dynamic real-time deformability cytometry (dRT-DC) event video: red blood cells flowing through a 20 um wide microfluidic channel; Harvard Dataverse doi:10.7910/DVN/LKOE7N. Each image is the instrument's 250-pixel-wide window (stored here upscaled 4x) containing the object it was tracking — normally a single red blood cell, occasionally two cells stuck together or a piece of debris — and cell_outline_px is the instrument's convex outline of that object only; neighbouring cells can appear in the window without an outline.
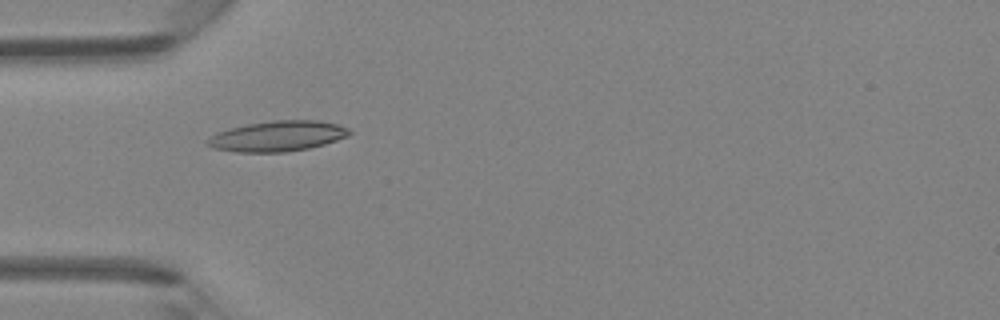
{"species": "Egyptian fruit bat (a non-hibernating species)", "species_latin": "Rousettus aegyptiacus", "temperature_condition": "room temperature", "stored_images_in_passage": 5, "camera_frame_rate_fps": 3000, "um_per_image_px": 0.085, "animal": {"sex": "female"}, "frame": {"image": 1, "passage_image": 4, "time_ms": 1.0, "image_size_px": [1000, 320], "cell_outline_px": [[352, 132], [348, 136], [324, 144], [308, 148], [284, 152], [236, 152], [212, 148], [208, 144], [208, 140], [212, 136], [220, 132], [232, 128], [248, 124], [272, 120], [316, 120], [336, 124], [348, 128]], "centroid_in_image_um": [23.63, 11.57], "position_along_channel_um": 61.4, "area_um2": 24.8}}
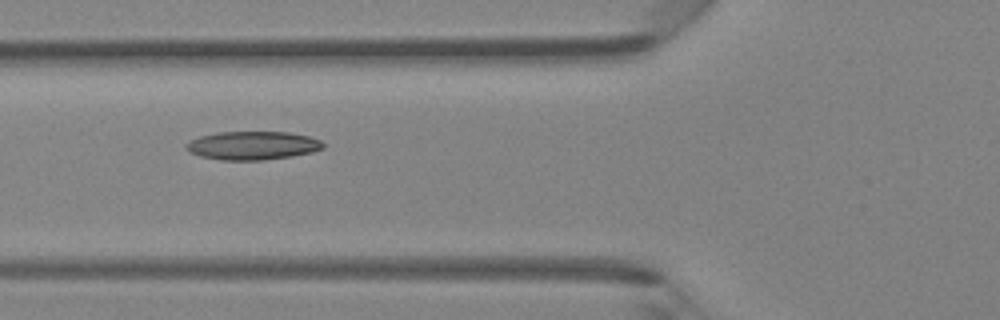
{"frame": {"image": 2, "passage_image": 5, "time_ms": 1.333, "image_size_px": [1000, 320], "cell_outline_px": [[324, 148], [312, 152], [292, 156], [260, 160], [220, 160], [200, 156], [188, 152], [184, 148], [184, 144], [188, 140], [200, 136], [220, 132], [288, 132], [308, 136], [320, 140], [324, 144]], "centroid_in_image_um": [21.42, 12.37], "position_along_channel_um": 104.4, "area_um2": 22.83}}